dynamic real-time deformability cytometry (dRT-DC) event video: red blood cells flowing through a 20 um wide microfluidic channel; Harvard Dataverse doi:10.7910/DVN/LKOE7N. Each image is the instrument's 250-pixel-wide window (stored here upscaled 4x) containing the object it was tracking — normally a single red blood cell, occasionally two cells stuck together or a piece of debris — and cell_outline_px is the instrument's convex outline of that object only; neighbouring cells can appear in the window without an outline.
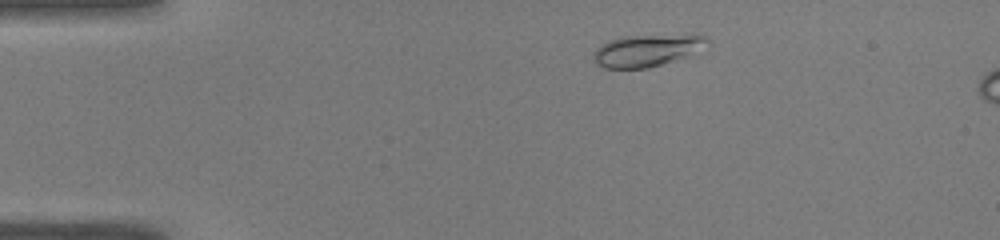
{"species": "common noctule bat (a hibernating species)", "species_latin": "Nyctalus noctula", "temperature_condition": "warm", "stored_images_in_passage": 45, "camera_frame_rate_fps": 3000, "um_per_image_px": 0.085, "animal": {"sex": "male", "body_mass_g": 19.0, "forearm_length_mm": 50.8}, "frame": {"image": 1, "passage_image": 5, "time_ms": 1.333, "image_size_px": [1000, 240], "cell_outline_px": [[712, 40], [684, 56], [648, 68], [604, 68], [596, 64], [592, 60], [592, 56], [596, 48], [608, 40], [620, 36], [704, 36]], "centroid_in_image_um": [54.81, 4.3], "position_along_channel_um": 30.2, "area_um2": 20.4}}
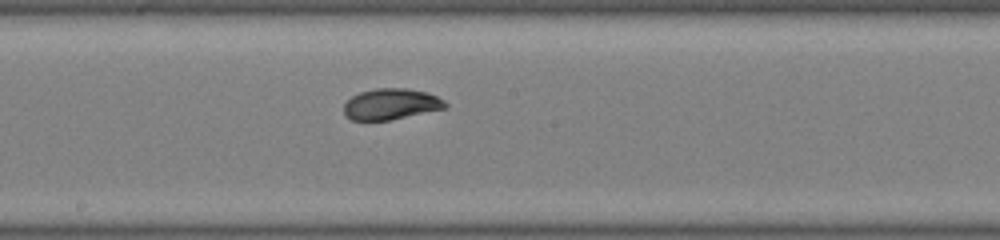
{"frame": {"image": 2, "passage_image": 23, "time_ms": 7.333, "image_size_px": [1000, 240], "cell_outline_px": [[448, 108], [392, 120], [352, 120], [344, 116], [344, 104], [352, 96], [360, 92], [376, 88], [408, 88], [428, 92], [444, 100], [448, 104]], "centroid_in_image_um": [33.27, 8.85], "position_along_channel_um": 214.9, "area_um2": 18.61}}
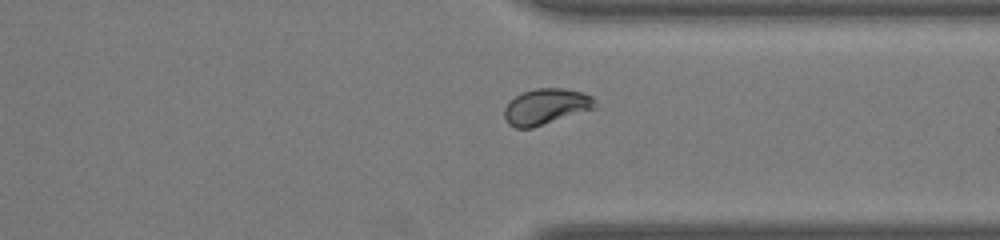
{"frame": {"image": 3, "passage_image": 34, "time_ms": 11.0, "image_size_px": [1000, 240], "cell_outline_px": [[600, 108], [532, 128], [516, 128], [508, 124], [504, 116], [504, 108], [516, 96], [524, 92], [536, 88], [564, 88], [584, 92], [592, 96], [596, 100]], "centroid_in_image_um": [46.5, 9.07], "position_along_channel_um": 364.9, "area_um2": 19.36}, "authors_computed_cell_mechanics": {"area_um2": 18.9006, "velocity_mm_per_s": 4.0743, "shape_relaxation_time_tau1_ms": 3.8073, "shape_relaxation_time_tau2_ms": 0.7892, "deformation_change_tau1": 0.1399, "deformation_change_tau2": 0.0271}}